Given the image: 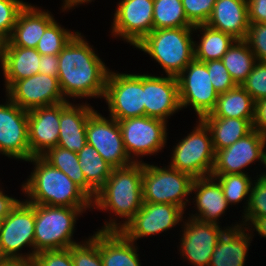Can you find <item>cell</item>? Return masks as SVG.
<instances>
[{
    "label": "cell",
    "instance_id": "6da1fadb",
    "mask_svg": "<svg viewBox=\"0 0 266 266\" xmlns=\"http://www.w3.org/2000/svg\"><path fill=\"white\" fill-rule=\"evenodd\" d=\"M78 32L58 54V81L67 98H104L110 69Z\"/></svg>",
    "mask_w": 266,
    "mask_h": 266
},
{
    "label": "cell",
    "instance_id": "7a4b0ae2",
    "mask_svg": "<svg viewBox=\"0 0 266 266\" xmlns=\"http://www.w3.org/2000/svg\"><path fill=\"white\" fill-rule=\"evenodd\" d=\"M143 162L132 163L126 167L113 168L106 183L92 199V209L110 211L116 217H110L98 231H120L141 209ZM123 222V223H122Z\"/></svg>",
    "mask_w": 266,
    "mask_h": 266
},
{
    "label": "cell",
    "instance_id": "3957f363",
    "mask_svg": "<svg viewBox=\"0 0 266 266\" xmlns=\"http://www.w3.org/2000/svg\"><path fill=\"white\" fill-rule=\"evenodd\" d=\"M33 171L22 191L30 204L92 208V199L65 173L51 166L42 157H32ZM27 194V195H26Z\"/></svg>",
    "mask_w": 266,
    "mask_h": 266
},
{
    "label": "cell",
    "instance_id": "277c9868",
    "mask_svg": "<svg viewBox=\"0 0 266 266\" xmlns=\"http://www.w3.org/2000/svg\"><path fill=\"white\" fill-rule=\"evenodd\" d=\"M194 27L153 29L134 48L156 60L166 75L177 77L194 59Z\"/></svg>",
    "mask_w": 266,
    "mask_h": 266
},
{
    "label": "cell",
    "instance_id": "5b68a950",
    "mask_svg": "<svg viewBox=\"0 0 266 266\" xmlns=\"http://www.w3.org/2000/svg\"><path fill=\"white\" fill-rule=\"evenodd\" d=\"M31 205L35 209L34 256L43 250H62L79 243L72 239L76 220L92 208Z\"/></svg>",
    "mask_w": 266,
    "mask_h": 266
},
{
    "label": "cell",
    "instance_id": "8992f818",
    "mask_svg": "<svg viewBox=\"0 0 266 266\" xmlns=\"http://www.w3.org/2000/svg\"><path fill=\"white\" fill-rule=\"evenodd\" d=\"M192 182L190 175L169 165L162 168L143 161V202L173 204L185 211L187 203H190L188 195L191 194Z\"/></svg>",
    "mask_w": 266,
    "mask_h": 266
},
{
    "label": "cell",
    "instance_id": "52a82bcc",
    "mask_svg": "<svg viewBox=\"0 0 266 266\" xmlns=\"http://www.w3.org/2000/svg\"><path fill=\"white\" fill-rule=\"evenodd\" d=\"M196 127L173 147L169 166L193 179L211 176L215 161L212 137L206 124L198 119Z\"/></svg>",
    "mask_w": 266,
    "mask_h": 266
},
{
    "label": "cell",
    "instance_id": "ba28073f",
    "mask_svg": "<svg viewBox=\"0 0 266 266\" xmlns=\"http://www.w3.org/2000/svg\"><path fill=\"white\" fill-rule=\"evenodd\" d=\"M35 209L27 201H19L0 223V260H30L34 258ZM31 252L20 253L24 247Z\"/></svg>",
    "mask_w": 266,
    "mask_h": 266
},
{
    "label": "cell",
    "instance_id": "9c48e42d",
    "mask_svg": "<svg viewBox=\"0 0 266 266\" xmlns=\"http://www.w3.org/2000/svg\"><path fill=\"white\" fill-rule=\"evenodd\" d=\"M109 117L119 121L145 116L144 74H127L110 70L104 98Z\"/></svg>",
    "mask_w": 266,
    "mask_h": 266
},
{
    "label": "cell",
    "instance_id": "30bf717a",
    "mask_svg": "<svg viewBox=\"0 0 266 266\" xmlns=\"http://www.w3.org/2000/svg\"><path fill=\"white\" fill-rule=\"evenodd\" d=\"M118 124L126 152L134 163L143 161L140 156L159 153L166 145L167 122L163 120L141 116L119 120Z\"/></svg>",
    "mask_w": 266,
    "mask_h": 266
},
{
    "label": "cell",
    "instance_id": "8fae6325",
    "mask_svg": "<svg viewBox=\"0 0 266 266\" xmlns=\"http://www.w3.org/2000/svg\"><path fill=\"white\" fill-rule=\"evenodd\" d=\"M181 109L191 106L197 118L210 114L219 94L211 83L205 62L193 59L177 76Z\"/></svg>",
    "mask_w": 266,
    "mask_h": 266
},
{
    "label": "cell",
    "instance_id": "7c38bea8",
    "mask_svg": "<svg viewBox=\"0 0 266 266\" xmlns=\"http://www.w3.org/2000/svg\"><path fill=\"white\" fill-rule=\"evenodd\" d=\"M179 252L193 266H209L218 239L226 230L241 227L238 222L230 227L203 222L191 217L184 219ZM185 256V257H184Z\"/></svg>",
    "mask_w": 266,
    "mask_h": 266
},
{
    "label": "cell",
    "instance_id": "4fadbf2b",
    "mask_svg": "<svg viewBox=\"0 0 266 266\" xmlns=\"http://www.w3.org/2000/svg\"><path fill=\"white\" fill-rule=\"evenodd\" d=\"M86 139L112 168L126 167L134 163L124 147L118 121L102 116L97 110L88 118Z\"/></svg>",
    "mask_w": 266,
    "mask_h": 266
},
{
    "label": "cell",
    "instance_id": "5bb4252c",
    "mask_svg": "<svg viewBox=\"0 0 266 266\" xmlns=\"http://www.w3.org/2000/svg\"><path fill=\"white\" fill-rule=\"evenodd\" d=\"M266 137L256 129L231 146L217 150L211 175L248 174L246 169L257 161L266 168Z\"/></svg>",
    "mask_w": 266,
    "mask_h": 266
},
{
    "label": "cell",
    "instance_id": "9a60e30c",
    "mask_svg": "<svg viewBox=\"0 0 266 266\" xmlns=\"http://www.w3.org/2000/svg\"><path fill=\"white\" fill-rule=\"evenodd\" d=\"M185 211L176 205L166 203L143 202L141 209L120 230L129 240L160 234L183 222Z\"/></svg>",
    "mask_w": 266,
    "mask_h": 266
},
{
    "label": "cell",
    "instance_id": "2e32d148",
    "mask_svg": "<svg viewBox=\"0 0 266 266\" xmlns=\"http://www.w3.org/2000/svg\"><path fill=\"white\" fill-rule=\"evenodd\" d=\"M117 5L111 35L135 47L153 30L154 0H121Z\"/></svg>",
    "mask_w": 266,
    "mask_h": 266
},
{
    "label": "cell",
    "instance_id": "e0dca14e",
    "mask_svg": "<svg viewBox=\"0 0 266 266\" xmlns=\"http://www.w3.org/2000/svg\"><path fill=\"white\" fill-rule=\"evenodd\" d=\"M0 154L16 160L30 159L28 111L8 97L0 104Z\"/></svg>",
    "mask_w": 266,
    "mask_h": 266
},
{
    "label": "cell",
    "instance_id": "ac0fdd59",
    "mask_svg": "<svg viewBox=\"0 0 266 266\" xmlns=\"http://www.w3.org/2000/svg\"><path fill=\"white\" fill-rule=\"evenodd\" d=\"M5 92L6 97L26 111L68 101L61 92L58 78L41 73L15 81Z\"/></svg>",
    "mask_w": 266,
    "mask_h": 266
},
{
    "label": "cell",
    "instance_id": "d6986e66",
    "mask_svg": "<svg viewBox=\"0 0 266 266\" xmlns=\"http://www.w3.org/2000/svg\"><path fill=\"white\" fill-rule=\"evenodd\" d=\"M69 103L68 100L28 111L30 159L41 157L58 145L60 113Z\"/></svg>",
    "mask_w": 266,
    "mask_h": 266
},
{
    "label": "cell",
    "instance_id": "ffe728a7",
    "mask_svg": "<svg viewBox=\"0 0 266 266\" xmlns=\"http://www.w3.org/2000/svg\"><path fill=\"white\" fill-rule=\"evenodd\" d=\"M144 107L145 116L168 122L181 110L177 77L144 74Z\"/></svg>",
    "mask_w": 266,
    "mask_h": 266
},
{
    "label": "cell",
    "instance_id": "44dd1931",
    "mask_svg": "<svg viewBox=\"0 0 266 266\" xmlns=\"http://www.w3.org/2000/svg\"><path fill=\"white\" fill-rule=\"evenodd\" d=\"M194 194L195 214L189 217L208 223L220 224L221 215L227 211L229 204L219 182L212 176L193 179L191 194Z\"/></svg>",
    "mask_w": 266,
    "mask_h": 266
},
{
    "label": "cell",
    "instance_id": "7402d4cb",
    "mask_svg": "<svg viewBox=\"0 0 266 266\" xmlns=\"http://www.w3.org/2000/svg\"><path fill=\"white\" fill-rule=\"evenodd\" d=\"M50 11L26 4L19 12L16 24L7 42L0 46H20L36 49L46 28L54 21Z\"/></svg>",
    "mask_w": 266,
    "mask_h": 266
},
{
    "label": "cell",
    "instance_id": "603a6c76",
    "mask_svg": "<svg viewBox=\"0 0 266 266\" xmlns=\"http://www.w3.org/2000/svg\"><path fill=\"white\" fill-rule=\"evenodd\" d=\"M94 108L87 103L70 102L60 113L58 145L78 153L86 144V124Z\"/></svg>",
    "mask_w": 266,
    "mask_h": 266
},
{
    "label": "cell",
    "instance_id": "cb8c5ba5",
    "mask_svg": "<svg viewBox=\"0 0 266 266\" xmlns=\"http://www.w3.org/2000/svg\"><path fill=\"white\" fill-rule=\"evenodd\" d=\"M206 25L245 40L250 26L247 0H217Z\"/></svg>",
    "mask_w": 266,
    "mask_h": 266
},
{
    "label": "cell",
    "instance_id": "d4e9b609",
    "mask_svg": "<svg viewBox=\"0 0 266 266\" xmlns=\"http://www.w3.org/2000/svg\"><path fill=\"white\" fill-rule=\"evenodd\" d=\"M41 54L34 48L0 46V68H2L7 90L15 81L39 73Z\"/></svg>",
    "mask_w": 266,
    "mask_h": 266
},
{
    "label": "cell",
    "instance_id": "484cf974",
    "mask_svg": "<svg viewBox=\"0 0 266 266\" xmlns=\"http://www.w3.org/2000/svg\"><path fill=\"white\" fill-rule=\"evenodd\" d=\"M248 231V233H247ZM247 227L226 230L218 239L209 266H245L254 235Z\"/></svg>",
    "mask_w": 266,
    "mask_h": 266
},
{
    "label": "cell",
    "instance_id": "4316f807",
    "mask_svg": "<svg viewBox=\"0 0 266 266\" xmlns=\"http://www.w3.org/2000/svg\"><path fill=\"white\" fill-rule=\"evenodd\" d=\"M138 246L120 231H100L103 266H141Z\"/></svg>",
    "mask_w": 266,
    "mask_h": 266
},
{
    "label": "cell",
    "instance_id": "83f0119b",
    "mask_svg": "<svg viewBox=\"0 0 266 266\" xmlns=\"http://www.w3.org/2000/svg\"><path fill=\"white\" fill-rule=\"evenodd\" d=\"M254 110L255 102L250 94L241 85H236L219 94L214 109L202 118L254 119Z\"/></svg>",
    "mask_w": 266,
    "mask_h": 266
},
{
    "label": "cell",
    "instance_id": "f1b7e54d",
    "mask_svg": "<svg viewBox=\"0 0 266 266\" xmlns=\"http://www.w3.org/2000/svg\"><path fill=\"white\" fill-rule=\"evenodd\" d=\"M209 128L214 151L231 146L253 130L254 119L201 118Z\"/></svg>",
    "mask_w": 266,
    "mask_h": 266
},
{
    "label": "cell",
    "instance_id": "f546056e",
    "mask_svg": "<svg viewBox=\"0 0 266 266\" xmlns=\"http://www.w3.org/2000/svg\"><path fill=\"white\" fill-rule=\"evenodd\" d=\"M201 33L200 41H194V59L207 62L220 60L237 40L232 35L213 29L206 24L194 26ZM197 42V43H196Z\"/></svg>",
    "mask_w": 266,
    "mask_h": 266
},
{
    "label": "cell",
    "instance_id": "4dcf8cb0",
    "mask_svg": "<svg viewBox=\"0 0 266 266\" xmlns=\"http://www.w3.org/2000/svg\"><path fill=\"white\" fill-rule=\"evenodd\" d=\"M41 157L51 166L65 173L91 199L96 196L97 192L86 182L77 153L56 146L48 150Z\"/></svg>",
    "mask_w": 266,
    "mask_h": 266
},
{
    "label": "cell",
    "instance_id": "1f68e13d",
    "mask_svg": "<svg viewBox=\"0 0 266 266\" xmlns=\"http://www.w3.org/2000/svg\"><path fill=\"white\" fill-rule=\"evenodd\" d=\"M221 60L236 85H241L246 80L256 62L255 55L245 40H236Z\"/></svg>",
    "mask_w": 266,
    "mask_h": 266
},
{
    "label": "cell",
    "instance_id": "d6a6232c",
    "mask_svg": "<svg viewBox=\"0 0 266 266\" xmlns=\"http://www.w3.org/2000/svg\"><path fill=\"white\" fill-rule=\"evenodd\" d=\"M77 155L86 182L97 192L106 183L113 168L88 143Z\"/></svg>",
    "mask_w": 266,
    "mask_h": 266
},
{
    "label": "cell",
    "instance_id": "836d02e7",
    "mask_svg": "<svg viewBox=\"0 0 266 266\" xmlns=\"http://www.w3.org/2000/svg\"><path fill=\"white\" fill-rule=\"evenodd\" d=\"M194 27L184 13L182 0H154L153 29Z\"/></svg>",
    "mask_w": 266,
    "mask_h": 266
},
{
    "label": "cell",
    "instance_id": "e575fe53",
    "mask_svg": "<svg viewBox=\"0 0 266 266\" xmlns=\"http://www.w3.org/2000/svg\"><path fill=\"white\" fill-rule=\"evenodd\" d=\"M214 177L222 187L224 197L231 206L236 205L242 200L244 203V213L249 204V197L252 187V178L248 174H226V175H211ZM247 204V205H246Z\"/></svg>",
    "mask_w": 266,
    "mask_h": 266
},
{
    "label": "cell",
    "instance_id": "d590c367",
    "mask_svg": "<svg viewBox=\"0 0 266 266\" xmlns=\"http://www.w3.org/2000/svg\"><path fill=\"white\" fill-rule=\"evenodd\" d=\"M54 20L45 30L39 39L36 50L41 55H58L69 41L78 33L61 27Z\"/></svg>",
    "mask_w": 266,
    "mask_h": 266
},
{
    "label": "cell",
    "instance_id": "8d00e7d4",
    "mask_svg": "<svg viewBox=\"0 0 266 266\" xmlns=\"http://www.w3.org/2000/svg\"><path fill=\"white\" fill-rule=\"evenodd\" d=\"M70 247L74 266H103L100 257V231Z\"/></svg>",
    "mask_w": 266,
    "mask_h": 266
},
{
    "label": "cell",
    "instance_id": "74e56055",
    "mask_svg": "<svg viewBox=\"0 0 266 266\" xmlns=\"http://www.w3.org/2000/svg\"><path fill=\"white\" fill-rule=\"evenodd\" d=\"M256 178L252 182L247 210L242 215L243 227L248 226L255 217H266V172L263 171Z\"/></svg>",
    "mask_w": 266,
    "mask_h": 266
},
{
    "label": "cell",
    "instance_id": "f35d334b",
    "mask_svg": "<svg viewBox=\"0 0 266 266\" xmlns=\"http://www.w3.org/2000/svg\"><path fill=\"white\" fill-rule=\"evenodd\" d=\"M26 4L22 0H0V44L8 41L17 16Z\"/></svg>",
    "mask_w": 266,
    "mask_h": 266
},
{
    "label": "cell",
    "instance_id": "ab89813d",
    "mask_svg": "<svg viewBox=\"0 0 266 266\" xmlns=\"http://www.w3.org/2000/svg\"><path fill=\"white\" fill-rule=\"evenodd\" d=\"M241 86L250 94L254 102L266 98V62L256 61Z\"/></svg>",
    "mask_w": 266,
    "mask_h": 266
},
{
    "label": "cell",
    "instance_id": "60d3db41",
    "mask_svg": "<svg viewBox=\"0 0 266 266\" xmlns=\"http://www.w3.org/2000/svg\"><path fill=\"white\" fill-rule=\"evenodd\" d=\"M217 0H182L187 20L193 25L206 24Z\"/></svg>",
    "mask_w": 266,
    "mask_h": 266
},
{
    "label": "cell",
    "instance_id": "b9f144b4",
    "mask_svg": "<svg viewBox=\"0 0 266 266\" xmlns=\"http://www.w3.org/2000/svg\"><path fill=\"white\" fill-rule=\"evenodd\" d=\"M210 80L218 94L225 93L236 86L222 60L205 62Z\"/></svg>",
    "mask_w": 266,
    "mask_h": 266
},
{
    "label": "cell",
    "instance_id": "7bdbcfd3",
    "mask_svg": "<svg viewBox=\"0 0 266 266\" xmlns=\"http://www.w3.org/2000/svg\"><path fill=\"white\" fill-rule=\"evenodd\" d=\"M245 41L255 55L256 61L266 62V24L250 23Z\"/></svg>",
    "mask_w": 266,
    "mask_h": 266
},
{
    "label": "cell",
    "instance_id": "ee69618b",
    "mask_svg": "<svg viewBox=\"0 0 266 266\" xmlns=\"http://www.w3.org/2000/svg\"><path fill=\"white\" fill-rule=\"evenodd\" d=\"M33 266H74L70 248L37 252L33 258Z\"/></svg>",
    "mask_w": 266,
    "mask_h": 266
},
{
    "label": "cell",
    "instance_id": "f6af8a7d",
    "mask_svg": "<svg viewBox=\"0 0 266 266\" xmlns=\"http://www.w3.org/2000/svg\"><path fill=\"white\" fill-rule=\"evenodd\" d=\"M250 23L266 24V0H247Z\"/></svg>",
    "mask_w": 266,
    "mask_h": 266
},
{
    "label": "cell",
    "instance_id": "bcb514c9",
    "mask_svg": "<svg viewBox=\"0 0 266 266\" xmlns=\"http://www.w3.org/2000/svg\"><path fill=\"white\" fill-rule=\"evenodd\" d=\"M253 129L266 137V98L255 102Z\"/></svg>",
    "mask_w": 266,
    "mask_h": 266
},
{
    "label": "cell",
    "instance_id": "7dc6e473",
    "mask_svg": "<svg viewBox=\"0 0 266 266\" xmlns=\"http://www.w3.org/2000/svg\"><path fill=\"white\" fill-rule=\"evenodd\" d=\"M58 55H41L39 73L58 78Z\"/></svg>",
    "mask_w": 266,
    "mask_h": 266
},
{
    "label": "cell",
    "instance_id": "c3c4849f",
    "mask_svg": "<svg viewBox=\"0 0 266 266\" xmlns=\"http://www.w3.org/2000/svg\"><path fill=\"white\" fill-rule=\"evenodd\" d=\"M3 189H0V223L11 212V210L20 201L12 196L5 194Z\"/></svg>",
    "mask_w": 266,
    "mask_h": 266
},
{
    "label": "cell",
    "instance_id": "681fc988",
    "mask_svg": "<svg viewBox=\"0 0 266 266\" xmlns=\"http://www.w3.org/2000/svg\"><path fill=\"white\" fill-rule=\"evenodd\" d=\"M250 225V226H249ZM251 227V228H250ZM253 227V228H252ZM249 229L256 230L258 234L266 238V217H255L247 226Z\"/></svg>",
    "mask_w": 266,
    "mask_h": 266
},
{
    "label": "cell",
    "instance_id": "f907efd6",
    "mask_svg": "<svg viewBox=\"0 0 266 266\" xmlns=\"http://www.w3.org/2000/svg\"><path fill=\"white\" fill-rule=\"evenodd\" d=\"M0 266H33L30 260H0Z\"/></svg>",
    "mask_w": 266,
    "mask_h": 266
},
{
    "label": "cell",
    "instance_id": "816d5d0a",
    "mask_svg": "<svg viewBox=\"0 0 266 266\" xmlns=\"http://www.w3.org/2000/svg\"><path fill=\"white\" fill-rule=\"evenodd\" d=\"M92 0H64L63 5H62V11H68L74 8L75 6L78 7L77 5H82V4H87L91 3Z\"/></svg>",
    "mask_w": 266,
    "mask_h": 266
}]
</instances>
